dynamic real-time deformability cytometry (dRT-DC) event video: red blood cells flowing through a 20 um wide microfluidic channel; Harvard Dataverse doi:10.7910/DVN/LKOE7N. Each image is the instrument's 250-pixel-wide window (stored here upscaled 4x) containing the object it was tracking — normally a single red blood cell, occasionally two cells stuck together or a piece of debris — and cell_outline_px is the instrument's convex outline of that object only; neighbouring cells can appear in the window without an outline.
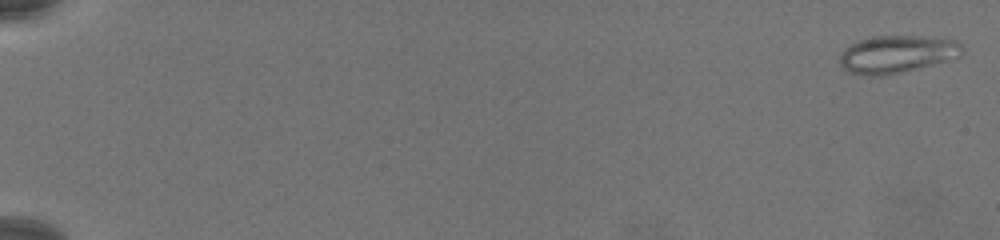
{"species": "common noctule bat (a hibernating species)", "species_latin": "Nyctalus noctula", "temperature_condition": "warm", "stored_images_in_passage": 79, "camera_frame_rate_fps": 3000, "um_per_image_px": 0.085, "animal": {"sex": "female", "body_mass_g": 19.5, "forearm_length_mm": 54.1}, "frame": {"image": 1, "passage_image": 2, "time_ms": 0.333, "image_size_px": [1000, 240], "cell_outline_px": [[964, 52], [960, 56], [916, 68], [880, 76], [872, 76], [852, 72], [844, 68], [840, 64], [840, 52], [844, 48], [860, 40], [872, 36], [932, 36], [956, 40], [964, 48]], "centroid_in_image_um": [76.25, 4.57], "position_along_channel_um": 8.7, "area_um2": 26.47}}
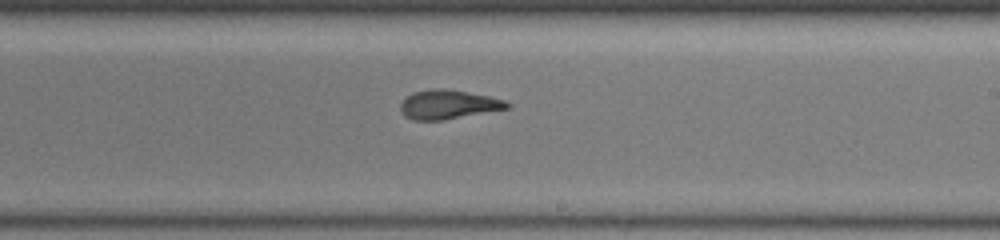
{"frame": {"image": 2, "passage_image": 51, "time_ms": 16.667, "image_size_px": [1000, 240], "cell_outline_px": [[512, 104], [508, 108], [444, 120], [412, 120], [404, 116], [400, 112], [400, 104], [412, 92], [432, 88], [444, 88], [488, 96], [504, 100]], "centroid_in_image_um": [38.06, 8.88], "position_along_channel_um": 250.9, "area_um2": 18.03}}
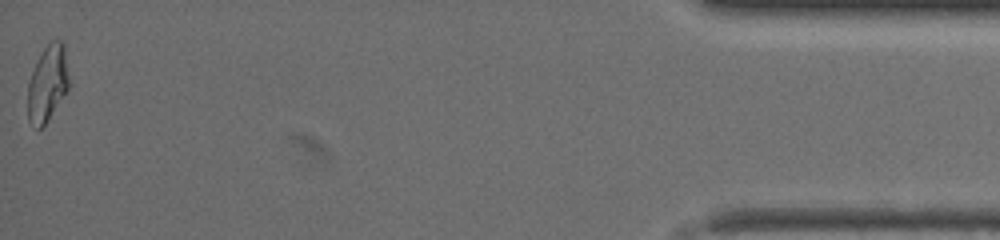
{"frame": {"image": 3, "passage_image": 79, "time_ms": 26.0, "image_size_px": [1000, 240], "cell_outline_px": [[68, 88], [44, 124], [40, 128], [36, 128], [28, 120], [28, 84], [32, 72], [44, 48], [52, 40], [60, 40], [64, 44], [68, 76]], "centroid_in_image_um": [4.03, 7.07], "position_along_channel_um": 431.2, "area_um2": 17.63}}